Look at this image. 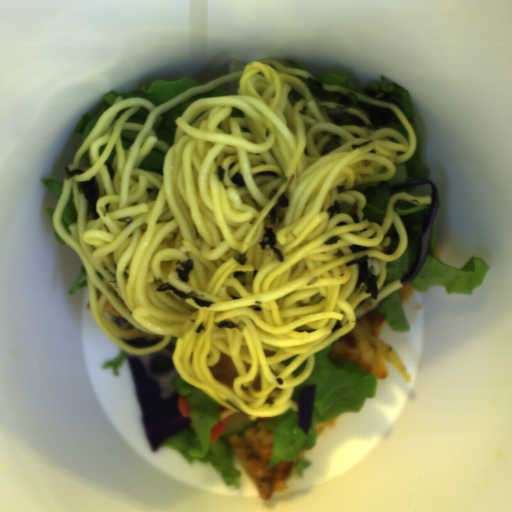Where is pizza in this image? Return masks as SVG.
<instances>
[{
  "label": "pizza",
  "instance_id": "obj_1",
  "mask_svg": "<svg viewBox=\"0 0 512 512\" xmlns=\"http://www.w3.org/2000/svg\"><path fill=\"white\" fill-rule=\"evenodd\" d=\"M386 322L385 313L370 308L358 316L349 333L332 342L330 358L335 361L351 360L373 374L376 380L390 374L387 363H391L403 375L404 381L411 382V376L396 351L380 337Z\"/></svg>",
  "mask_w": 512,
  "mask_h": 512
},
{
  "label": "pizza",
  "instance_id": "obj_2",
  "mask_svg": "<svg viewBox=\"0 0 512 512\" xmlns=\"http://www.w3.org/2000/svg\"><path fill=\"white\" fill-rule=\"evenodd\" d=\"M254 427L248 428L242 437L235 434L224 438L231 446L234 458L239 460L245 471L253 478L260 500H268L274 493L287 490V481L292 473V462L281 460L270 465L274 433L266 424L274 416H259Z\"/></svg>",
  "mask_w": 512,
  "mask_h": 512
},
{
  "label": "pizza",
  "instance_id": "obj_3",
  "mask_svg": "<svg viewBox=\"0 0 512 512\" xmlns=\"http://www.w3.org/2000/svg\"><path fill=\"white\" fill-rule=\"evenodd\" d=\"M209 370L216 381L229 388H233L234 380L239 376V372L234 366L231 357L222 352L218 362L214 366H210Z\"/></svg>",
  "mask_w": 512,
  "mask_h": 512
},
{
  "label": "pizza",
  "instance_id": "obj_4",
  "mask_svg": "<svg viewBox=\"0 0 512 512\" xmlns=\"http://www.w3.org/2000/svg\"><path fill=\"white\" fill-rule=\"evenodd\" d=\"M104 315L107 316L113 324H115L118 328L119 325L116 322L117 317H123L120 315L116 309L113 307V305L107 300L104 307H103Z\"/></svg>",
  "mask_w": 512,
  "mask_h": 512
},
{
  "label": "pizza",
  "instance_id": "obj_5",
  "mask_svg": "<svg viewBox=\"0 0 512 512\" xmlns=\"http://www.w3.org/2000/svg\"><path fill=\"white\" fill-rule=\"evenodd\" d=\"M414 290H415V288L410 286L409 283L402 286V288L398 289V291L401 295V298H402L403 305H405L407 303V301L411 298V296L414 293Z\"/></svg>",
  "mask_w": 512,
  "mask_h": 512
},
{
  "label": "pizza",
  "instance_id": "obj_6",
  "mask_svg": "<svg viewBox=\"0 0 512 512\" xmlns=\"http://www.w3.org/2000/svg\"><path fill=\"white\" fill-rule=\"evenodd\" d=\"M341 416V415H340ZM340 416L330 420V421H327V422H324V423H320L317 427H316V435L319 434V433H322L325 431V429L327 427H330L331 425H333L334 423L337 422V420L340 418Z\"/></svg>",
  "mask_w": 512,
  "mask_h": 512
}]
</instances>
